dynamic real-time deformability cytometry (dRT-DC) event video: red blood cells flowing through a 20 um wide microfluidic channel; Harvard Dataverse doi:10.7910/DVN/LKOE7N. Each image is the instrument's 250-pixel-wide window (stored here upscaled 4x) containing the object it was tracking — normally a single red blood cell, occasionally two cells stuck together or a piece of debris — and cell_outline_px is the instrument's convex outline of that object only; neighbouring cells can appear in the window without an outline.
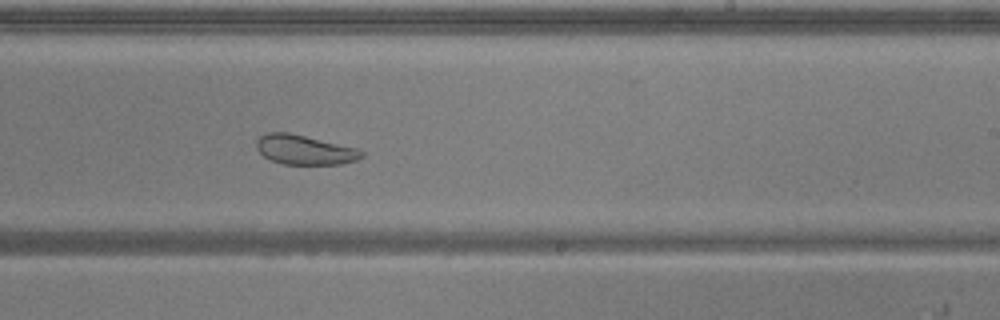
{"species": "common noctule bat (a hibernating species)", "species_latin": "Nyctalus noctula", "temperature_condition": "warm", "stored_images_in_passage": 51, "camera_frame_rate_fps": 3000, "um_per_image_px": 0.085, "animal": {"sex": "male", "body_mass_g": 20.5, "forearm_length_mm": 52.5}, "frame": {"image": 1, "passage_image": 30, "time_ms": 9.667, "image_size_px": [1000, 320], "cell_outline_px": [[364, 156], [356, 160], [340, 164], [284, 164], [272, 160], [264, 156], [256, 148], [256, 140], [260, 136], [268, 132], [288, 132], [356, 148], [364, 152]], "centroid_in_image_um": [25.87, 12.73], "position_along_channel_um": 263.1, "area_um2": 17.92}, "authors_computed_cell_mechanics": {"area_um2": 26.6458, "velocity_mm_per_s": 3.811, "shape_relaxation_time_tau1_ms": null, "shape_relaxation_time_tau2_ms": 2.0573, "deformation_change_tau1": null, "deformation_change_tau2": 0.0905}}